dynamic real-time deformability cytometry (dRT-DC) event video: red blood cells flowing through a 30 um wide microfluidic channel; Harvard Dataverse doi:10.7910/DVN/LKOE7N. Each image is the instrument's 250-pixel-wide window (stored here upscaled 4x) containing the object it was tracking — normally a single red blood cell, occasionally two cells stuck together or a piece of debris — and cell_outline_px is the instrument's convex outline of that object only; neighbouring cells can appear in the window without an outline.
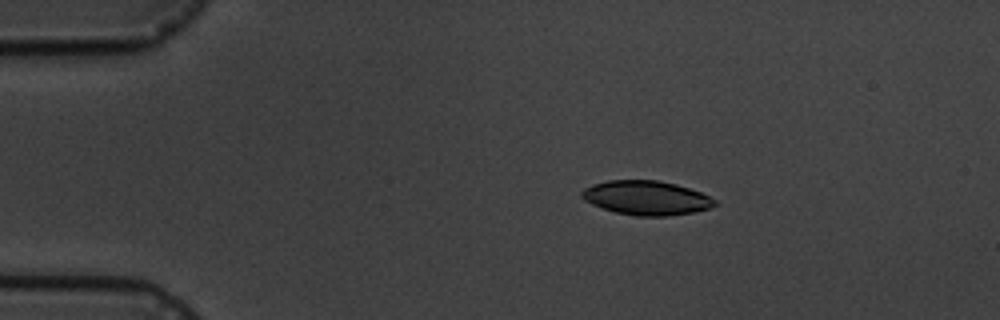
{"species": "common noctule bat (a hibernating species)", "species_latin": "Nyctalus noctula", "temperature_condition": "cold", "stored_images_in_passage": 7, "camera_frame_rate_fps": 3000, "um_per_image_px": 0.085, "animal": {"sex": "male", "body_mass_g": 19.5, "forearm_length_mm": 54.6}, "frame": {"image": 1, "passage_image": 4, "time_ms": 3.333, "image_size_px": [1000, 320], "cell_outline_px": [[720, 204], [708, 208], [692, 212], [668, 216], [636, 216], [616, 212], [592, 204], [584, 200], [580, 196], [580, 192], [584, 188], [592, 184], [608, 180], [656, 180], [676, 184], [700, 192], [716, 200]], "centroid_in_image_um": [54.92, 16.81], "position_along_channel_um": 30.1, "area_um2": 26.47}}
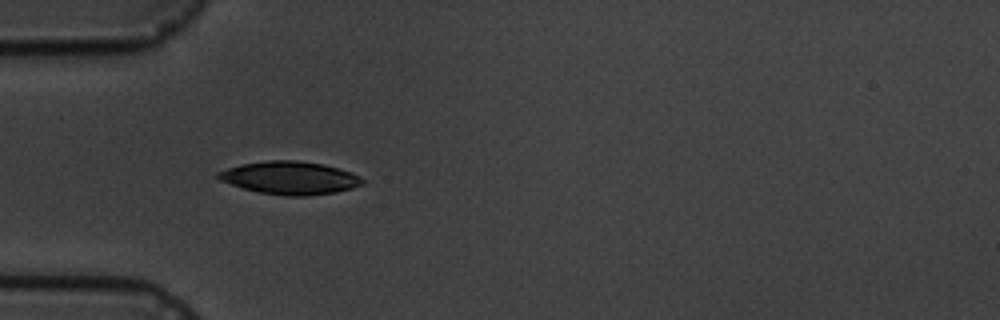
{"frame": {"image": 2, "passage_image": 6, "time_ms": 5.667, "image_size_px": [1000, 320], "cell_outline_px": [[364, 184], [352, 188], [336, 192], [308, 196], [288, 196], [256, 192], [220, 180], [216, 176], [216, 172], [240, 164], [268, 160], [296, 160], [324, 164], [352, 172], [360, 176], [364, 180]], "centroid_in_image_um": [24.66, 15.12], "position_along_channel_um": 60.3, "area_um2": 27.8}}
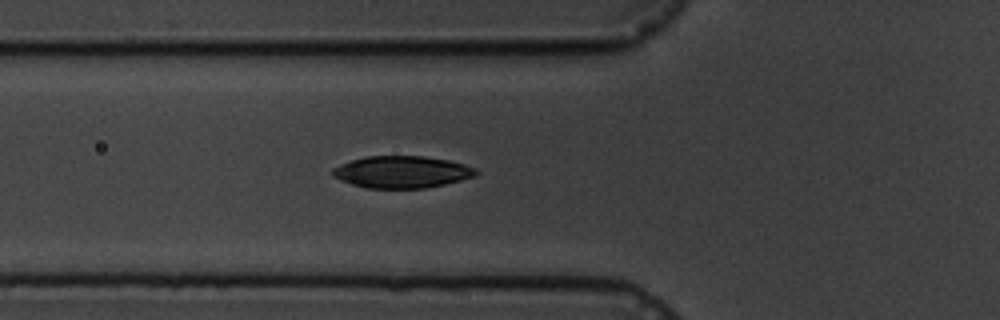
{"frame": {"image": 3, "passage_image": 7, "time_ms": 6.667, "image_size_px": [1000, 320], "cell_outline_px": [[480, 172], [476, 176], [444, 184], [424, 188], [368, 188], [352, 184], [340, 180], [332, 176], [332, 168], [340, 164], [352, 160], [368, 156], [424, 156], [448, 160], [464, 164], [476, 168]], "centroid_in_image_um": [34.17, 14.61], "position_along_channel_um": 91.6, "area_um2": 26.7}}